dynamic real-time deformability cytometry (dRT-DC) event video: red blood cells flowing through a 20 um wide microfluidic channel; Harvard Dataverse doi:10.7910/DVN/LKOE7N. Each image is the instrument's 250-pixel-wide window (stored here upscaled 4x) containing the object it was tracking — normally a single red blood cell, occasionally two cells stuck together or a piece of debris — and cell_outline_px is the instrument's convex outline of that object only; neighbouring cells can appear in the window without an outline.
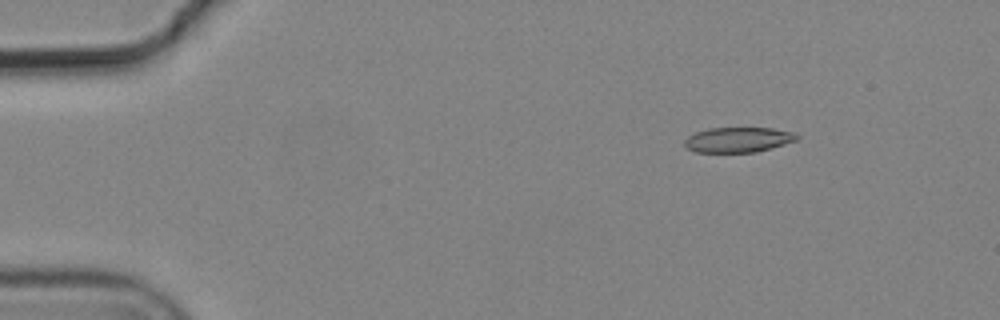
{"species": "common noctule bat (a hibernating species)", "species_latin": "Nyctalus noctula", "temperature_condition": "cold", "stored_images_in_passage": 5, "camera_frame_rate_fps": 3000, "um_per_image_px": 0.085, "animal": {"sex": "male", "body_mass_g": 19.2, "forearm_length_mm": 51.8}, "frame": {"image": 1, "passage_image": 3, "time_ms": 0.667, "image_size_px": [1000, 320], "cell_outline_px": [[800, 136], [796, 140], [772, 148], [756, 152], [696, 152], [688, 148], [684, 144], [684, 140], [688, 136], [696, 132], [708, 128], [772, 128], [796, 132]], "centroid_in_image_um": [62.77, 11.87], "position_along_channel_um": 22.2, "area_um2": 16.47}}